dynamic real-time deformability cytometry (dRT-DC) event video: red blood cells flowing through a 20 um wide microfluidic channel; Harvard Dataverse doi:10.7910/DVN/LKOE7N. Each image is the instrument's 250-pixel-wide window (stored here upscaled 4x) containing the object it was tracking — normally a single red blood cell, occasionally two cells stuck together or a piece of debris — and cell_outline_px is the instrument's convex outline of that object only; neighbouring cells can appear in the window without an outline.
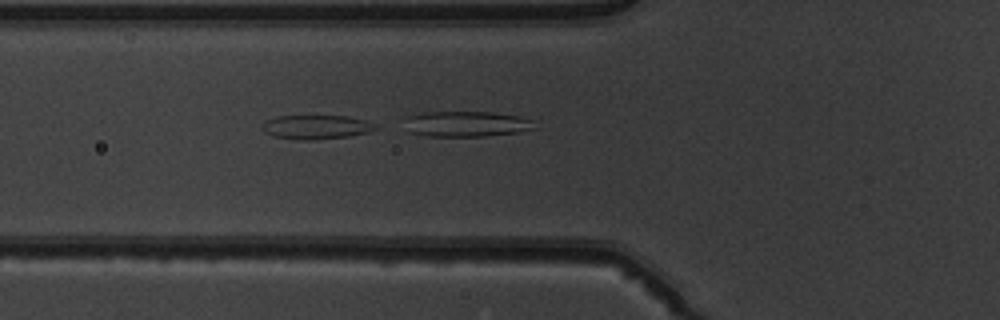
{"species": "common noctule bat (a hibernating species)", "species_latin": "Nyctalus noctula", "temperature_condition": "warm", "stored_images_in_passage": 33, "camera_frame_rate_fps": 3000, "um_per_image_px": 0.085, "animal": {"sex": "male", "body_mass_g": 19.5, "forearm_length_mm": 54.6}, "frame": {"image": 1, "passage_image": 2, "time_ms": 0.333, "image_size_px": [1000, 320], "cell_outline_px": [[380, 128], [368, 132], [348, 136], [312, 140], [304, 140], [272, 136], [264, 132], [260, 128], [264, 120], [276, 116], [348, 116], [368, 120], [376, 124]], "centroid_in_image_um": [26.88, 10.79], "position_along_channel_um": 98.9, "area_um2": 16.13}}
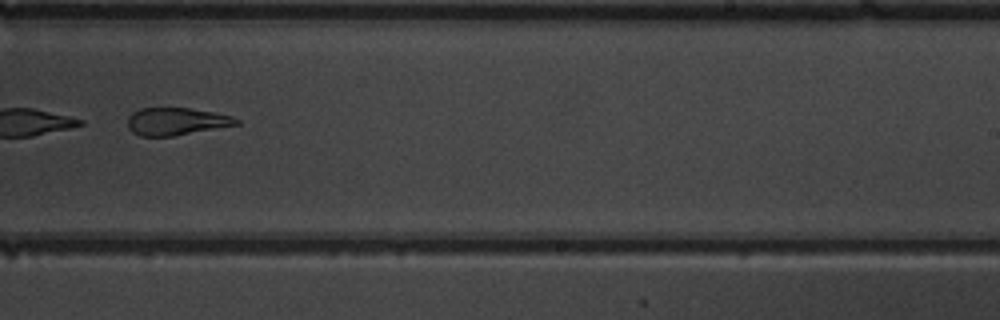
{"frame": {"image": 2, "passage_image": 16, "time_ms": 5.0, "image_size_px": [1000, 320], "cell_outline_px": [[240, 124], [172, 136], [140, 136], [132, 132], [128, 128], [128, 116], [132, 112], [140, 108], [188, 108], [216, 112], [232, 116], [240, 120]], "centroid_in_image_um": [14.98, 10.31], "position_along_channel_um": 274.0, "area_um2": 17.46}}
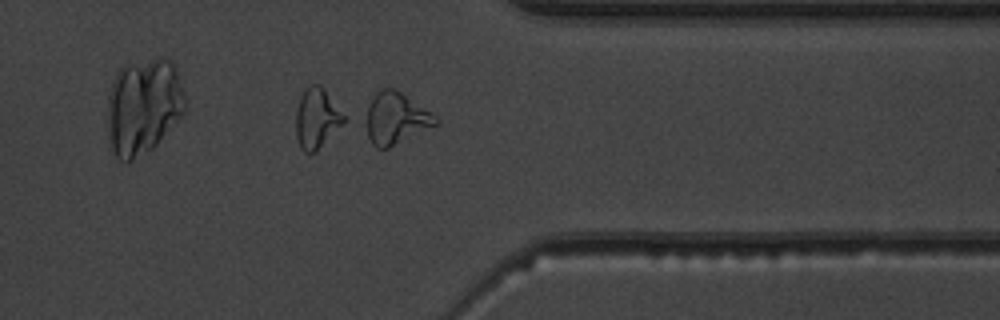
{"frame": {"image": 3, "passage_image": 24, "time_ms": 7.667, "image_size_px": [1000, 320], "cell_outline_px": [[440, 124], [388, 148], [376, 148], [372, 144], [360, 120], [368, 104], [376, 92], [380, 88], [392, 88], [400, 92], [436, 116], [440, 120]], "centroid_in_image_um": [33.57, 10.08], "position_along_channel_um": 377.8, "area_um2": 21.56}, "authors_computed_cell_mechanics": {"area_um2": 18.2648, "velocity_mm_per_s": 4.0067, "shape_relaxation_time_tau1_ms": null, "shape_relaxation_time_tau2_ms": 1.9531, "deformation_change_tau1": null, "deformation_change_tau2": 0.097}}